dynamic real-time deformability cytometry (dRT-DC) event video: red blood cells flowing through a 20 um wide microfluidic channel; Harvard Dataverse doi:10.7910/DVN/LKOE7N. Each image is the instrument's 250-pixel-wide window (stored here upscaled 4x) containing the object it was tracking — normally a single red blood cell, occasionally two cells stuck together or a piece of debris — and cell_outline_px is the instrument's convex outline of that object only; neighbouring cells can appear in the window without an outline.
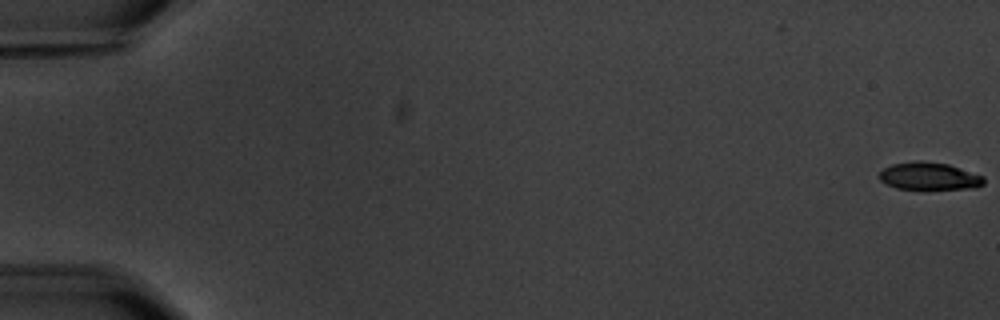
{"species": "common noctule bat (a hibernating species)", "species_latin": "Nyctalus noctula", "temperature_condition": "warm", "stored_images_in_passage": 6, "camera_frame_rate_fps": 3000, "um_per_image_px": 0.085, "animal": {"sex": "male", "body_mass_g": 20.1, "forearm_length_mm": 53.5}, "frame": {"image": 1, "passage_image": 1, "time_ms": 0.0, "image_size_px": [1000, 320], "cell_outline_px": [[984, 184], [976, 188], [896, 188], [880, 180], [880, 172], [884, 168], [892, 164], [912, 160], [920, 160], [948, 164], [984, 176]], "centroid_in_image_um": [78.99, 14.95], "position_along_channel_um": 6.0, "area_um2": 16.53}}
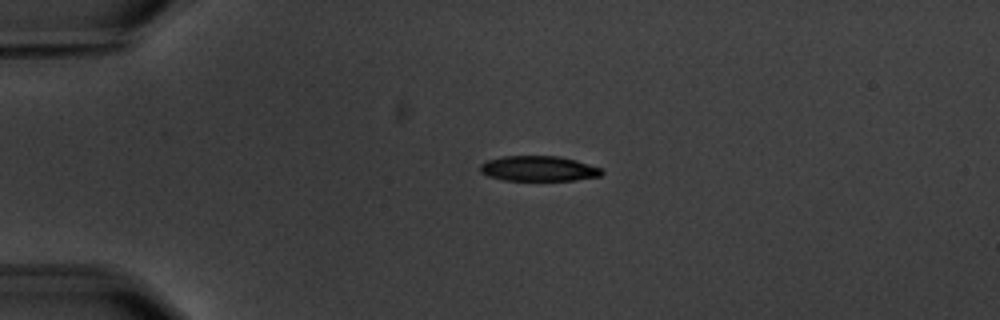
{"frame": {"image": 2, "passage_image": 5, "time_ms": 4.667, "image_size_px": [1000, 320], "cell_outline_px": [[604, 172], [600, 176], [576, 180], [504, 180], [488, 176], [480, 172], [480, 164], [488, 160], [504, 156], [560, 156], [576, 160], [600, 168]], "centroid_in_image_um": [45.77, 14.33], "position_along_channel_um": 39.2, "area_um2": 17.8}}